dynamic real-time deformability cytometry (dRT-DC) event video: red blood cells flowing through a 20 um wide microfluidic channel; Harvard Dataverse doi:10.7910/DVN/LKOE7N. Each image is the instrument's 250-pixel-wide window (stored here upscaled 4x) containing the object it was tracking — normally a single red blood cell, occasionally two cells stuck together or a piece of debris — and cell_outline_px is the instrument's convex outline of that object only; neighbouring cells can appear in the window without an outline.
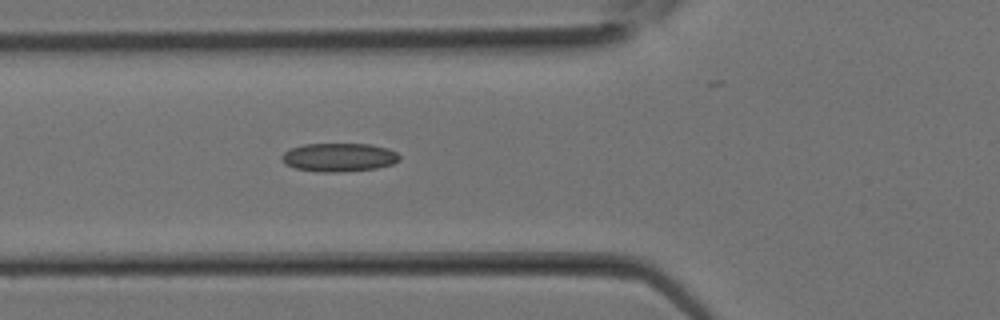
{"species": "Egyptian fruit bat (a non-hibernating species)", "species_latin": "Rousettus aegyptiacus", "temperature_condition": "room temperature", "stored_images_in_passage": 5, "camera_frame_rate_fps": 3000, "um_per_image_px": 0.085, "animal": {"sex": "female"}, "frame": {"image": 1, "passage_image": 5, "time_ms": 1.333, "image_size_px": [1000, 320], "cell_outline_px": [[400, 160], [392, 164], [376, 168], [340, 172], [316, 172], [296, 168], [284, 164], [280, 156], [284, 152], [292, 148], [304, 144], [372, 144], [388, 148], [396, 152], [400, 156]], "centroid_in_image_um": [28.81, 13.37], "position_along_channel_um": 97.0, "area_um2": 19.65}}